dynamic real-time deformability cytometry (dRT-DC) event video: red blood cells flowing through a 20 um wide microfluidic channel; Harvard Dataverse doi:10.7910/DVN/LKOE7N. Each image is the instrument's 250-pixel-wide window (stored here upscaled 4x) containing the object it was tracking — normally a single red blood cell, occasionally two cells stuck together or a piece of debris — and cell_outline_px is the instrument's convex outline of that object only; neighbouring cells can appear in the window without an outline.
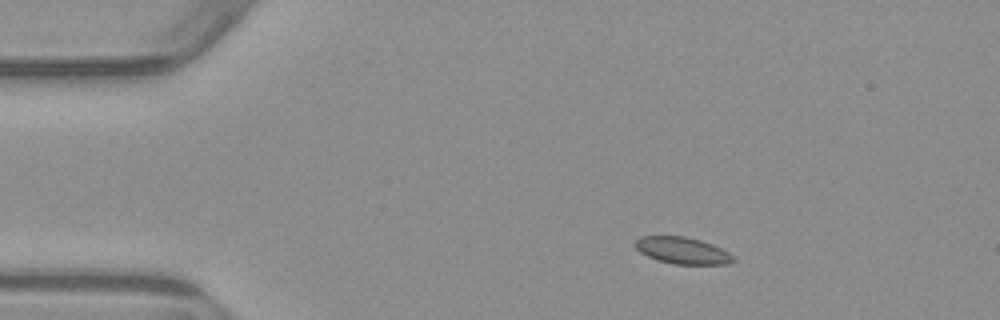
{"species": "common noctule bat (a hibernating species)", "species_latin": "Nyctalus noctula", "temperature_condition": "warm", "stored_images_in_passage": 3, "camera_frame_rate_fps": 3000, "um_per_image_px": 0.085, "animal": {"sex": "male", "body_mass_g": 23.1, "forearm_length_mm": 52.7}, "frame": {"image": 1, "passage_image": 1, "time_ms": 0.0, "image_size_px": [1000, 320], "cell_outline_px": [[736, 260], [728, 264], [672, 264], [656, 260], [640, 252], [632, 244], [640, 236], [684, 236], [700, 240], [712, 244], [728, 252]], "centroid_in_image_um": [57.97, 21.29], "position_along_channel_um": 27.0, "area_um2": 15.32}}
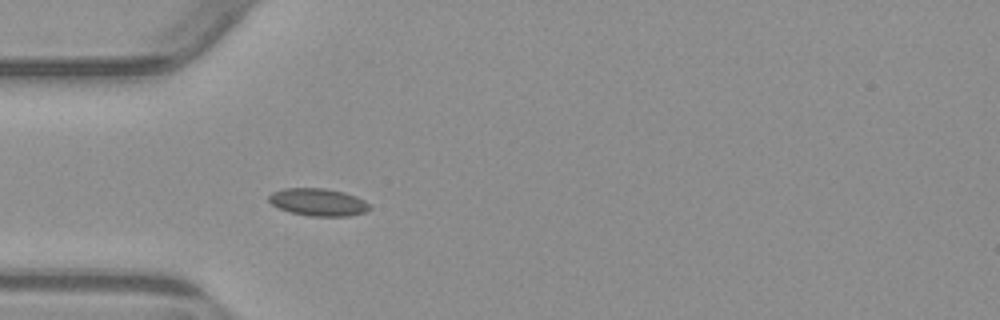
{"frame": {"image": 2, "passage_image": 3, "time_ms": 2.333, "image_size_px": [1000, 320], "cell_outline_px": [[372, 208], [364, 212], [348, 216], [312, 216], [292, 212], [280, 208], [272, 204], [268, 200], [268, 196], [272, 192], [284, 188], [324, 188], [344, 192], [356, 196], [364, 200]], "centroid_in_image_um": [27.05, 17.17], "position_along_channel_um": 58.0, "area_um2": 16.01}}